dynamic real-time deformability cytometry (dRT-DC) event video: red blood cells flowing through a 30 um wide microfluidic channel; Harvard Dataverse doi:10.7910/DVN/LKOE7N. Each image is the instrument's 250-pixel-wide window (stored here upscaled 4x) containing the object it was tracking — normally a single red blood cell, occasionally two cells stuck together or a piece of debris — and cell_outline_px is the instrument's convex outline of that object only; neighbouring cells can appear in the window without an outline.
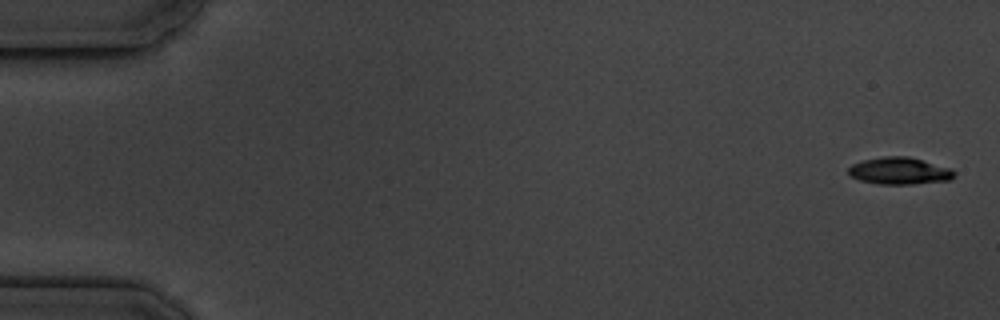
{"species": "common noctule bat (a hibernating species)", "species_latin": "Nyctalus noctula", "temperature_condition": "cold", "stored_images_in_passage": 11, "camera_frame_rate_fps": 3000, "um_per_image_px": 0.085, "animal": {"sex": "male", "body_mass_g": 19.5, "forearm_length_mm": 54.6}, "frame": {"image": 1, "passage_image": 1, "time_ms": 0.0, "image_size_px": [1000, 320], "cell_outline_px": [[956, 176], [952, 180], [912, 184], [876, 184], [860, 180], [848, 176], [848, 168], [852, 164], [864, 160], [884, 156], [908, 156], [952, 168], [956, 172]], "centroid_in_image_um": [76.48, 14.53], "position_along_channel_um": 8.5, "area_um2": 16.94}}
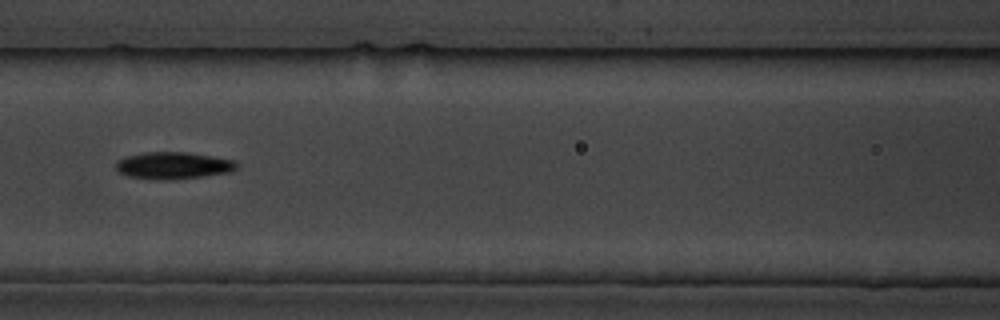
{"frame": {"image": 2, "passage_image": 8, "time_ms": 8.0, "image_size_px": [1000, 320], "cell_outline_px": [[240, 168], [232, 172], [204, 176], [168, 180], [128, 176], [120, 172], [116, 168], [116, 160], [124, 156], [144, 152], [188, 152], [236, 160], [240, 164]], "centroid_in_image_um": [14.8, 14.05], "position_along_channel_um": 151.8, "area_um2": 19.25}}
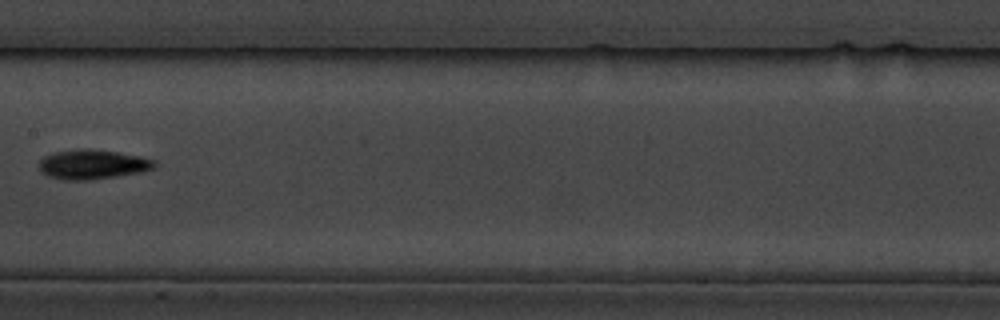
{"frame": {"image": 3, "passage_image": 9, "time_ms": 9.333, "image_size_px": [1000, 320], "cell_outline_px": [[156, 164], [152, 168], [140, 172], [92, 180], [64, 180], [48, 176], [40, 168], [40, 160], [44, 156], [52, 152], [80, 148], [88, 148], [120, 152], [140, 156], [156, 160]], "centroid_in_image_um": [7.87, 13.96], "position_along_channel_um": 199.5, "area_um2": 19.94}}